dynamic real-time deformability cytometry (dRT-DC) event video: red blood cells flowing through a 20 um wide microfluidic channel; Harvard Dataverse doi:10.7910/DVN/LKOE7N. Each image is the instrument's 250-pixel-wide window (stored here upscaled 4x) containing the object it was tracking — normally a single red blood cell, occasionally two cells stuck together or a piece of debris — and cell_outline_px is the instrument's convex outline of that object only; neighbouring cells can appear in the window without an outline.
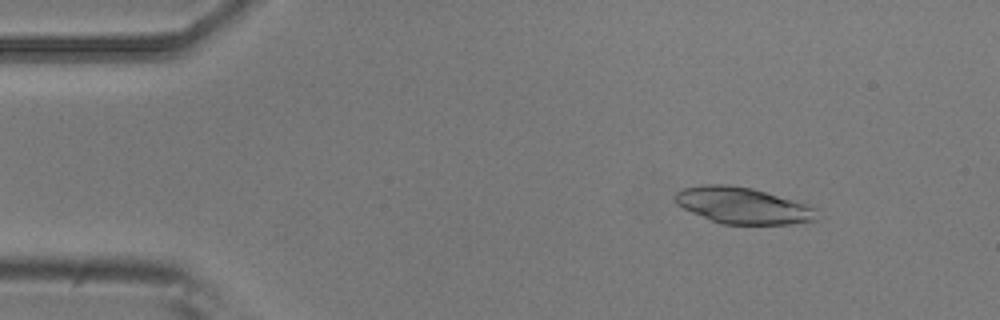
{"species": "common noctule bat (a hibernating species)", "species_latin": "Nyctalus noctula", "temperature_condition": "room temperature", "stored_images_in_passage": 4, "camera_frame_rate_fps": 3000, "um_per_image_px": 0.085, "animal": {"sex": "male", "body_mass_g": 20.5, "forearm_length_mm": 52.5}, "frame": {"image": 1, "passage_image": 2, "time_ms": 2.0, "image_size_px": [1000, 320], "cell_outline_px": [[820, 220], [792, 224], [720, 224], [692, 212], [676, 204], [676, 192], [684, 188], [704, 184], [728, 184], [752, 188], [808, 204], [816, 208]], "centroid_in_image_um": [63.2, 17.48], "position_along_channel_um": 21.8, "area_um2": 30.17}}